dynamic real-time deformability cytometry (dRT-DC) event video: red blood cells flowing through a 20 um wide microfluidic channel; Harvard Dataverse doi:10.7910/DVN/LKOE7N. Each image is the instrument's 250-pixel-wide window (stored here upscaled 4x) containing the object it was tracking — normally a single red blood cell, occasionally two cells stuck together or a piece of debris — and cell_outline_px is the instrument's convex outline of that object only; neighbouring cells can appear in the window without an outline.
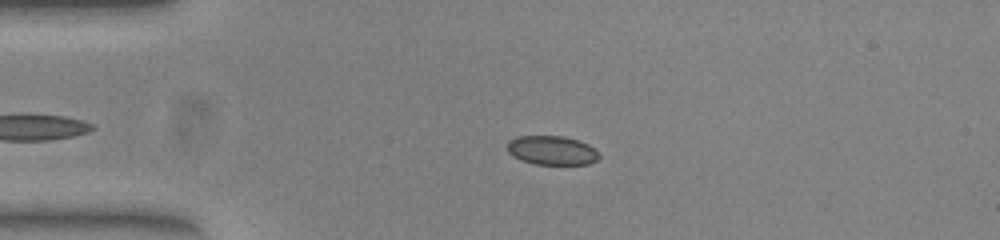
{"species": "common noctule bat (a hibernating species)", "species_latin": "Nyctalus noctula", "temperature_condition": "warm", "stored_images_in_passage": 42, "camera_frame_rate_fps": 3000, "um_per_image_px": 0.085, "animal": {"sex": "female", "body_mass_g": 23.0, "forearm_length_mm": 53.4}, "frame": {"image": 1, "passage_image": 7, "time_ms": 2.0, "image_size_px": [1000, 240], "cell_outline_px": [[600, 156], [596, 160], [588, 164], [536, 164], [520, 160], [512, 156], [508, 152], [508, 140], [516, 136], [564, 136], [588, 144]], "centroid_in_image_um": [46.86, 12.78], "position_along_channel_um": 38.1, "area_um2": 15.43}}
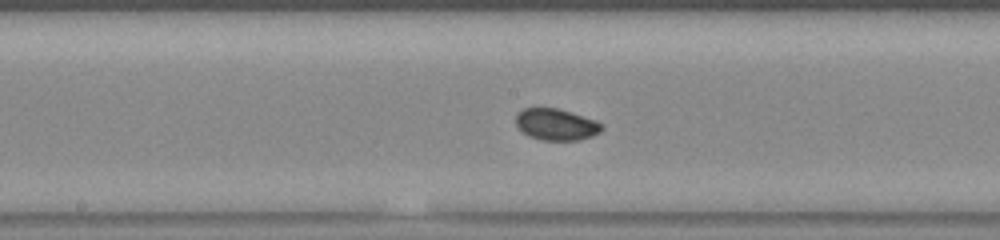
{"frame": {"image": 2, "passage_image": 22, "time_ms": 7.0, "image_size_px": [1000, 240], "cell_outline_px": [[604, 128], [600, 132], [592, 136], [580, 140], [544, 140], [528, 136], [516, 124], [516, 112], [524, 108], [556, 108], [596, 120]], "centroid_in_image_um": [47.27, 10.58], "position_along_channel_um": 200.9, "area_um2": 15.66}}
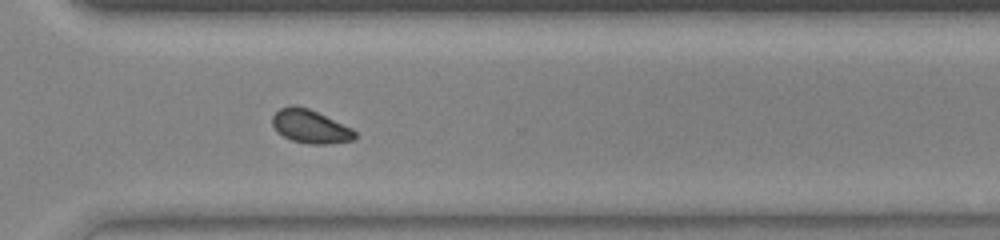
{"frame": {"image": 3, "passage_image": 33, "time_ms": 10.667, "image_size_px": [1000, 240], "cell_outline_px": [[356, 136], [352, 140], [332, 144], [308, 144], [292, 140], [284, 136], [272, 124], [272, 116], [280, 108], [292, 104], [308, 108], [352, 128], [356, 132]], "centroid_in_image_um": [26.39, 10.75], "position_along_channel_um": 344.2, "area_um2": 15.95}, "authors_computed_cell_mechanics": {"area_um2": 16.0395, "velocity_mm_per_s": 3.9032, "shape_relaxation_time_tau1_ms": 1.4079, "shape_relaxation_time_tau2_ms": 4.4378, "deformation_change_tau1": 0.046, "deformation_change_tau2": 0.0591}}